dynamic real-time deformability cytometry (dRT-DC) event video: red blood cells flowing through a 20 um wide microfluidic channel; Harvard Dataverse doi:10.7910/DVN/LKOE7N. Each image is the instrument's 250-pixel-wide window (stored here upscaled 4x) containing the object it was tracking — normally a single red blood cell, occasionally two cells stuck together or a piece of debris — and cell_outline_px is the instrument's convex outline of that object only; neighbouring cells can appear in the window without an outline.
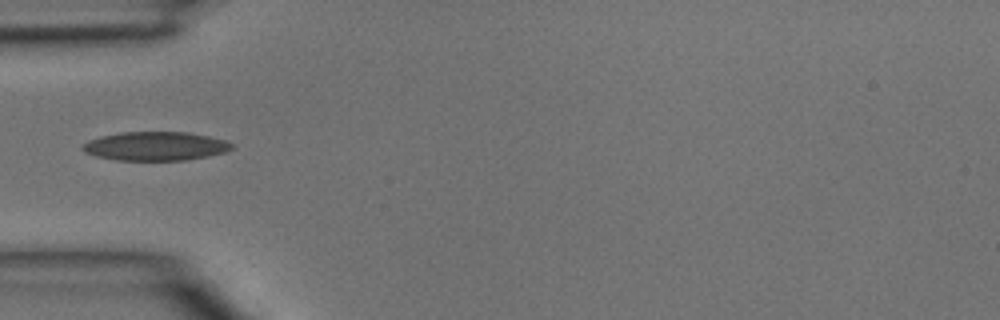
{"species": "common noctule bat (a hibernating species)", "species_latin": "Nyctalus noctula", "temperature_condition": "room temperature", "stored_images_in_passage": 1, "camera_frame_rate_fps": 3000, "um_per_image_px": 0.085, "animal": {"sex": "male", "body_mass_g": 15.6}, "frame": {"image": 1, "passage_image": 1, "time_ms": 0.0, "image_size_px": [1000, 320], "cell_outline_px": [[236, 148], [228, 152], [208, 156], [184, 160], [116, 160], [96, 156], [84, 152], [80, 148], [88, 140], [100, 136], [120, 132], [188, 132], [208, 136], [224, 140], [236, 144]], "centroid_in_image_um": [13.25, 12.42], "position_along_channel_um": 71.7, "area_um2": 25.32}}